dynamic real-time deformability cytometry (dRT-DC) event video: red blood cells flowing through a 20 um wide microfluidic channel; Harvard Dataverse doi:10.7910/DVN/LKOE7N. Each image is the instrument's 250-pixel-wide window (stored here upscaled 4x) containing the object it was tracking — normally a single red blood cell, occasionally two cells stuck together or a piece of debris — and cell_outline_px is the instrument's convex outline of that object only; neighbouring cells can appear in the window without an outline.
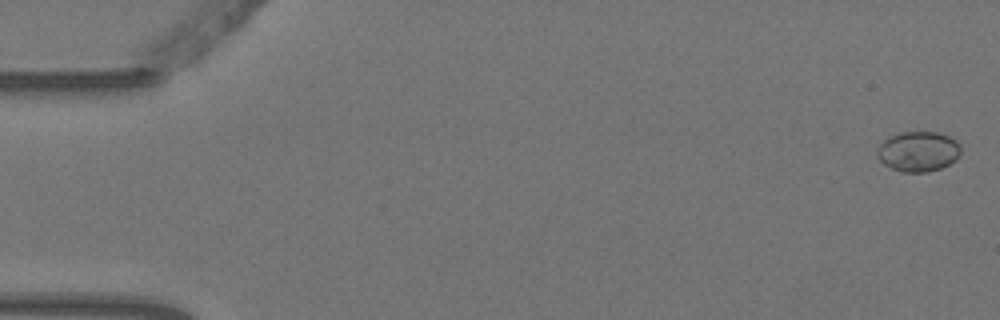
{"species": "Egyptian fruit bat (a non-hibernating species)", "species_latin": "Rousettus aegyptiacus", "temperature_condition": "warm", "stored_images_in_passage": 6, "camera_frame_rate_fps": 3000, "um_per_image_px": 0.085, "animal": {"sex": "female"}, "frame": {"image": 1, "passage_image": 1, "time_ms": 0.0, "image_size_px": [1000, 320], "cell_outline_px": [[960, 156], [956, 160], [940, 168], [928, 172], [900, 172], [884, 164], [876, 156], [876, 152], [880, 144], [888, 136], [900, 132], [936, 132], [948, 136], [956, 140], [960, 144]], "centroid_in_image_um": [78.04, 12.87], "position_along_channel_um": 7.0, "area_um2": 19.71}}
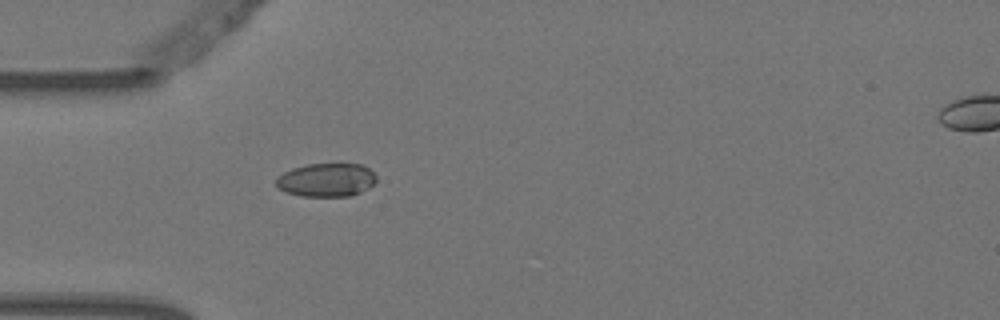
{"frame": {"image": 2, "passage_image": 6, "time_ms": 1.667, "image_size_px": [1000, 320], "cell_outline_px": [[376, 180], [368, 188], [360, 192], [348, 196], [300, 196], [288, 192], [280, 188], [276, 184], [276, 180], [284, 172], [292, 168], [308, 164], [360, 164], [368, 168], [376, 176]], "centroid_in_image_um": [27.75, 15.29], "position_along_channel_um": 57.2, "area_um2": 19.25}}